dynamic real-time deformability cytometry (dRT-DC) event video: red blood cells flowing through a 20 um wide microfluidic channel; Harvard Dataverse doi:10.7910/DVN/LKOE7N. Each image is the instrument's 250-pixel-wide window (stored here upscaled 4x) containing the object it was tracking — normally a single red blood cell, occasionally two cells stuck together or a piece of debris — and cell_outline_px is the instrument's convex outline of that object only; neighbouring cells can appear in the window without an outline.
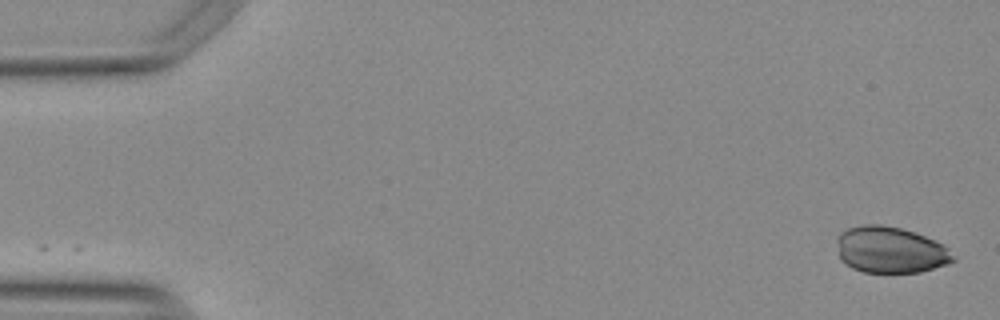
{"species": "Egyptian fruit bat (a non-hibernating species)", "species_latin": "Rousettus aegyptiacus", "temperature_condition": "warm", "stored_images_in_passage": 53, "camera_frame_rate_fps": 3000, "um_per_image_px": 0.085, "animal": {"sex": "female"}, "frame": {"image": 1, "passage_image": 1, "time_ms": 0.0, "image_size_px": [1000, 320], "cell_outline_px": [[956, 260], [948, 264], [920, 272], [864, 272], [852, 268], [840, 260], [836, 240], [836, 236], [840, 232], [848, 228], [864, 224], [880, 224], [900, 228], [924, 236], [944, 244], [956, 256]], "centroid_in_image_um": [75.68, 21.24], "position_along_channel_um": 9.3, "area_um2": 31.62}}
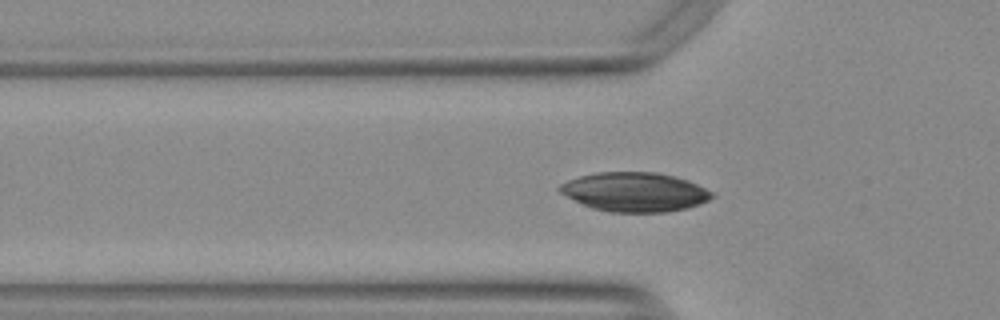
{"frame": {"image": 2, "passage_image": 17, "time_ms": 5.333, "image_size_px": [1000, 320], "cell_outline_px": [[716, 196], [700, 204], [688, 208], [668, 212], [608, 212], [592, 208], [560, 192], [556, 188], [560, 184], [568, 180], [580, 176], [596, 172], [656, 172], [676, 176], [688, 180], [712, 192]], "centroid_in_image_um": [53.97, 16.31], "position_along_channel_um": 71.8, "area_um2": 34.8}}
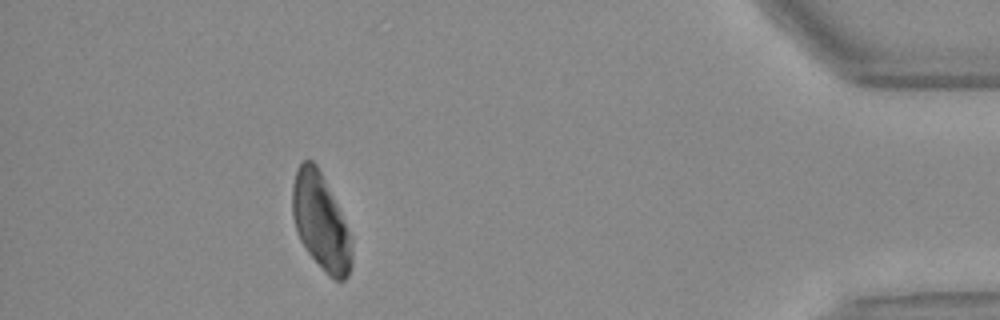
{"frame": {"image": 3, "passage_image": 48, "time_ms": 15.667, "image_size_px": [1000, 320], "cell_outline_px": [[352, 264], [348, 276], [344, 280], [336, 280], [328, 276], [308, 252], [300, 240], [292, 216], [292, 184], [296, 168], [304, 160], [312, 160], [316, 164], [344, 220], [352, 244]], "centroid_in_image_um": [27.24, 18.88], "position_along_channel_um": 408.0, "area_um2": 32.89}}